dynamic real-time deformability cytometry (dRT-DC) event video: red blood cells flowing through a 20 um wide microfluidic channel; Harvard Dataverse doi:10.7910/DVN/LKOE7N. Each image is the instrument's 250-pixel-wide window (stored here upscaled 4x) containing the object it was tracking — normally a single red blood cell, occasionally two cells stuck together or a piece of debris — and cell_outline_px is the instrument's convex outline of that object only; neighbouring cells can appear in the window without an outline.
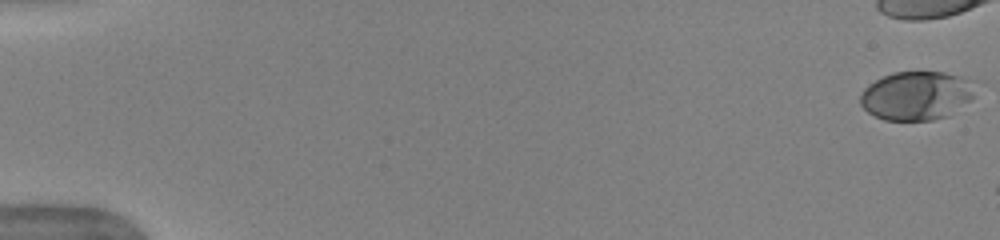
{"species": "human", "species_latin": "Homo sapiens", "temperature_condition": "warm", "stored_images_in_passage": 8, "camera_frame_rate_fps": 3000, "um_per_image_px": 0.085, "donor": {"sex": "female"}, "frame": {"image": 1, "passage_image": 1, "time_ms": 0.0, "image_size_px": [1000, 240], "cell_outline_px": [[976, 80], [972, 100], [948, 116], [932, 120], [884, 120], [868, 112], [860, 104], [860, 92], [868, 84], [892, 72], [944, 72], [964, 76]], "centroid_in_image_um": [77.94, 8.12], "position_along_channel_um": 7.1, "area_um2": 33.12}}